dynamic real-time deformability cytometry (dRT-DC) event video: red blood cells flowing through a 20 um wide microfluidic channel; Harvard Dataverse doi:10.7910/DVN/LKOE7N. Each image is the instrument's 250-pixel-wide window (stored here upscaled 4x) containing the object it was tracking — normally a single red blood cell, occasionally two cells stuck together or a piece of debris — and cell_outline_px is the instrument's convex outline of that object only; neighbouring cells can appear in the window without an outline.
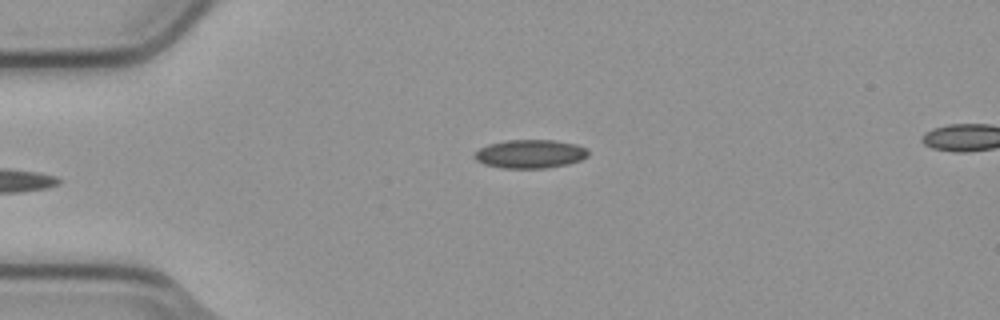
{"species": "common noctule bat (a hibernating species)", "species_latin": "Nyctalus noctula", "temperature_condition": "cold", "stored_images_in_passage": 7, "camera_frame_rate_fps": 3000, "um_per_image_px": 0.085, "animal": {"sex": "male", "body_mass_g": 23.1, "forearm_length_mm": 52.7}, "frame": {"image": 1, "passage_image": 7, "time_ms": 2.0, "image_size_px": [1000, 320], "cell_outline_px": [[588, 156], [580, 160], [568, 164], [548, 168], [500, 168], [484, 164], [476, 160], [472, 156], [480, 148], [488, 144], [504, 140], [556, 140], [576, 144], [584, 148], [588, 152]], "centroid_in_image_um": [45.04, 13.08], "position_along_channel_um": 40.0, "area_um2": 19.02}}